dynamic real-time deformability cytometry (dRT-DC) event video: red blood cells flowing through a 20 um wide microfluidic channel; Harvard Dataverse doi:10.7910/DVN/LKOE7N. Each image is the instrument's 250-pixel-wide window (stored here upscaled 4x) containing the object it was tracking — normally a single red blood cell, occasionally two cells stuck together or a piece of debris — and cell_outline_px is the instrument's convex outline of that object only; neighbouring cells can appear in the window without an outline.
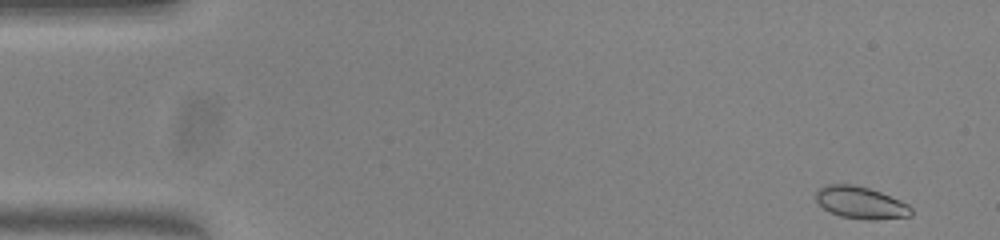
{"species": "common noctule bat (a hibernating species)", "species_latin": "Nyctalus noctula", "temperature_condition": "warm", "stored_images_in_passage": 52, "camera_frame_rate_fps": 3000, "um_per_image_px": 0.085, "animal": {"sex": "female", "body_mass_g": 23.0, "forearm_length_mm": 53.4}, "frame": {"image": 1, "passage_image": 1, "time_ms": 0.0, "image_size_px": [1000, 240], "cell_outline_px": [[912, 216], [872, 220], [840, 216], [824, 208], [816, 200], [816, 192], [824, 184], [852, 184], [868, 188], [880, 192], [900, 200], [908, 204], [912, 208]], "centroid_in_image_um": [73.18, 17.22], "position_along_channel_um": 11.8, "area_um2": 17.69}}
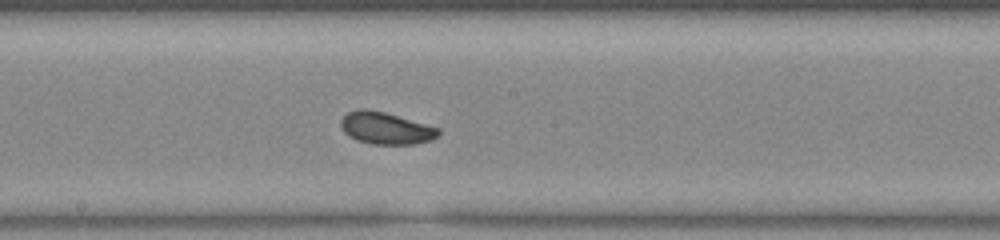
{"frame": {"image": 2, "passage_image": 27, "time_ms": 8.667, "image_size_px": [1000, 240], "cell_outline_px": [[440, 132], [432, 140], [416, 144], [372, 144], [356, 140], [344, 132], [340, 124], [340, 120], [348, 112], [360, 108], [364, 108], [384, 112], [440, 128]], "centroid_in_image_um": [32.79, 10.9], "position_along_channel_um": 215.4, "area_um2": 18.15}}
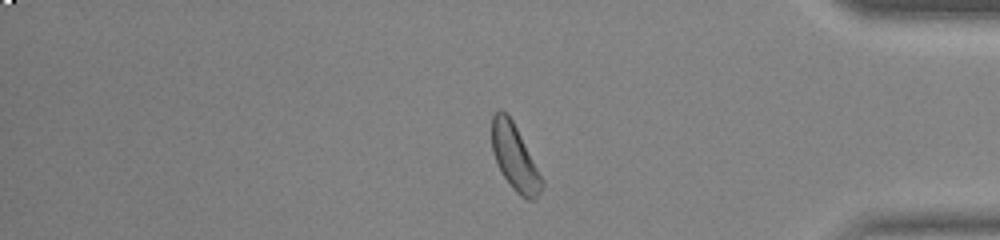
{"frame": {"image": 3, "passage_image": 43, "time_ms": 14.0, "image_size_px": [1000, 240], "cell_outline_px": [[544, 184], [540, 192], [532, 200], [528, 200], [520, 196], [512, 188], [504, 176], [492, 152], [492, 116], [500, 108], [512, 120], [544, 180]], "centroid_in_image_um": [43.76, 13.4], "position_along_channel_um": 391.4, "area_um2": 18.79}, "authors_computed_cell_mechanics": {"area_um2": 18.3226, "velocity_mm_per_s": 3.7953, "shape_relaxation_time_tau1_ms": 1.7844, "shape_relaxation_time_tau2_ms": null, "deformation_change_tau1": 0.0784, "deformation_change_tau2": null}}